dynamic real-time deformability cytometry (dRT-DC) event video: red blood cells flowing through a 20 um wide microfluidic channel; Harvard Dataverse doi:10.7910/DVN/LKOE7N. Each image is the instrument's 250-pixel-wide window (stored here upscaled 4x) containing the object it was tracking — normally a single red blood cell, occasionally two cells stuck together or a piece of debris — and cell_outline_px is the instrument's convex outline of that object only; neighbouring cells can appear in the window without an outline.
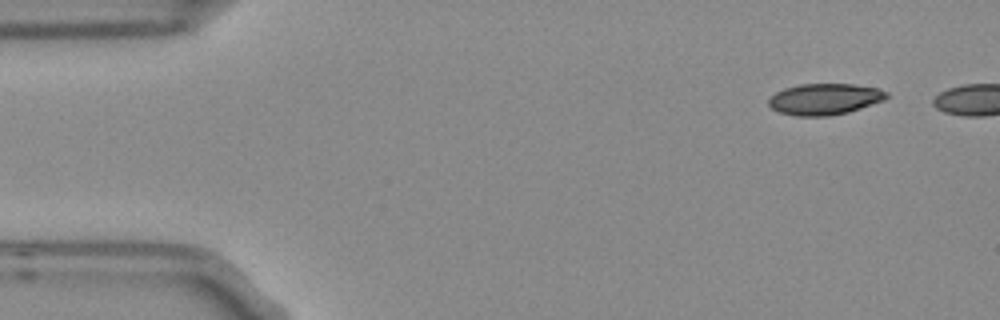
{"species": "Egyptian fruit bat (a non-hibernating species)", "species_latin": "Rousettus aegyptiacus", "temperature_condition": "room temperature", "stored_images_in_passage": 4, "segment_of_instrument_passage": [2, 2], "camera_frame_rate_fps": 3000, "um_per_image_px": 0.085, "frame": {"image": 1, "passage_image": 4, "time_ms": 1.0, "image_size_px": [1000, 320], "cell_outline_px": [[888, 96], [884, 100], [848, 112], [828, 116], [796, 116], [780, 112], [772, 108], [768, 104], [768, 100], [776, 92], [784, 88], [800, 84], [852, 84], [876, 88], [888, 92]], "centroid_in_image_um": [70.08, 8.42], "position_along_channel_um": 14.9, "area_um2": 21.33}}